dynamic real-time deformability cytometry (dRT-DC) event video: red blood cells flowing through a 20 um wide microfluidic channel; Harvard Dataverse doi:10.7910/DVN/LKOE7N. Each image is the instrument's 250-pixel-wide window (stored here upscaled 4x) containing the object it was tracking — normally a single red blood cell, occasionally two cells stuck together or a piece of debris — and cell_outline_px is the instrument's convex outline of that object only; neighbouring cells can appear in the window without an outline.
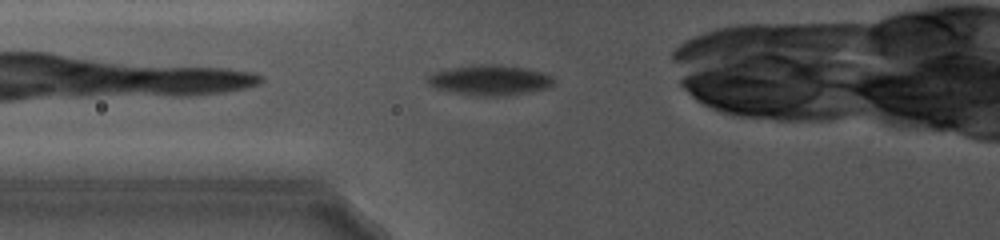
{"species": "common noctule bat (a hibernating species)", "species_latin": "Nyctalus noctula", "temperature_condition": "cold", "stored_images_in_passage": 47, "camera_frame_rate_fps": 5000, "um_per_image_px": 0.085, "animal": {"sex": "female", "body_mass_g": 19.0, "forearm_length_mm": 56.7}, "frame": {"image": 1, "passage_image": 5, "time_ms": 0.6, "image_size_px": [1000, 240], "cell_outline_px": [[556, 80], [552, 88], [504, 96], [476, 96], [452, 92], [436, 88], [428, 84], [428, 76], [432, 72], [472, 64], [500, 64], [528, 68], [544, 72], [552, 76]], "centroid_in_image_um": [41.71, 6.8], "position_along_channel_um": 84.1, "area_um2": 22.72}}
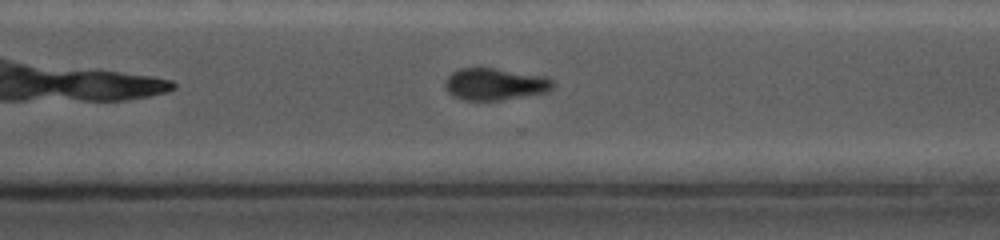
{"frame": {"image": 2, "passage_image": 42, "time_ms": 7.0, "image_size_px": [1000, 240], "cell_outline_px": [[556, 84], [552, 88], [544, 92], [500, 100], [464, 100], [452, 96], [444, 88], [444, 80], [452, 72], [460, 68], [496, 68], [544, 76], [552, 80]], "centroid_in_image_um": [42.02, 7.14], "position_along_channel_um": 328.6, "area_um2": 20.06}}
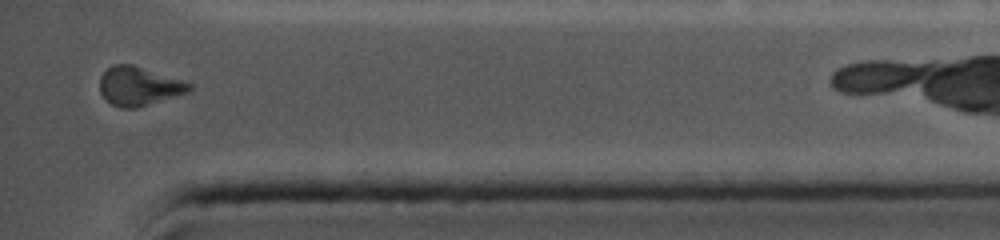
{"frame": {"image": 3, "passage_image": 47, "time_ms": 9.4, "image_size_px": [1000, 240], "cell_outline_px": [[192, 92], [136, 108], [120, 108], [112, 104], [100, 92], [100, 76], [112, 64], [132, 64], [192, 84]], "centroid_in_image_um": [11.82, 7.33], "position_along_channel_um": 423.4, "area_um2": 20.17}, "authors_computed_cell_mechanics": {"area_um2": 23.5246, "velocity_mm_per_s": 3.9148, "shape_relaxation_time_tau1_ms": 3.8605, "shape_relaxation_time_tau2_ms": null, "deformation_change_tau1": 0.0634, "deformation_change_tau2": null}}